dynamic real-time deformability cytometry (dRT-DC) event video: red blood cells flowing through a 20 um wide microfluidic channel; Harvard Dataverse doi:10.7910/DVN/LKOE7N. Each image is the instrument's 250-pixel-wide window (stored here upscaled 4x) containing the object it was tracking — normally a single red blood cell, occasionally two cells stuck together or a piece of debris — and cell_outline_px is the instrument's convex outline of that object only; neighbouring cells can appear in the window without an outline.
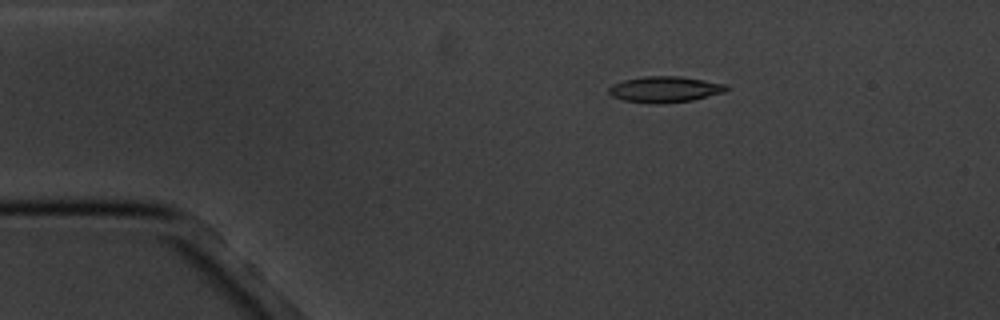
{"species": "common noctule bat (a hibernating species)", "species_latin": "Nyctalus noctula", "temperature_condition": "cold", "stored_images_in_passage": 6, "camera_frame_rate_fps": 3000, "um_per_image_px": 0.085, "animal": {"sex": "male", "body_mass_g": 20.1, "forearm_length_mm": 53.5}, "frame": {"image": 1, "passage_image": 3, "time_ms": 2.333, "image_size_px": [1000, 320], "cell_outline_px": [[728, 88], [724, 92], [692, 100], [660, 104], [652, 104], [624, 100], [612, 96], [608, 92], [608, 88], [612, 84], [624, 80], [644, 76], [680, 76], [728, 84]], "centroid_in_image_um": [56.5, 7.59], "position_along_channel_um": 28.5, "area_um2": 17.86}}
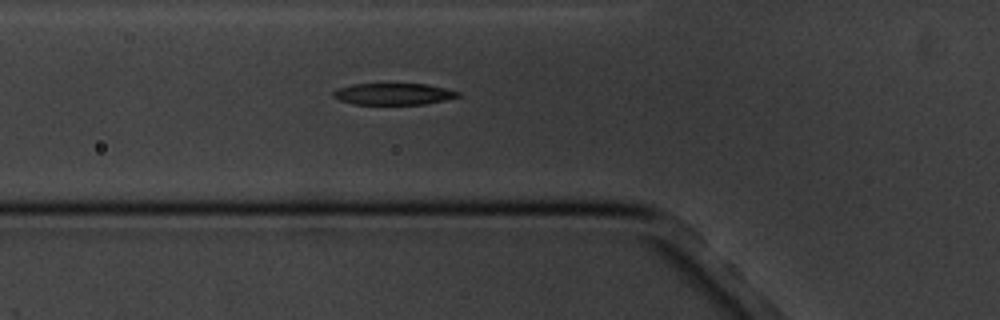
{"frame": {"image": 2, "passage_image": 6, "time_ms": 5.667, "image_size_px": [1000, 320], "cell_outline_px": [[460, 96], [444, 100], [424, 104], [356, 104], [340, 100], [332, 96], [332, 92], [336, 88], [352, 84], [428, 84], [460, 92]], "centroid_in_image_um": [33.42, 7.98], "position_along_channel_um": 92.4, "area_um2": 15.61}}